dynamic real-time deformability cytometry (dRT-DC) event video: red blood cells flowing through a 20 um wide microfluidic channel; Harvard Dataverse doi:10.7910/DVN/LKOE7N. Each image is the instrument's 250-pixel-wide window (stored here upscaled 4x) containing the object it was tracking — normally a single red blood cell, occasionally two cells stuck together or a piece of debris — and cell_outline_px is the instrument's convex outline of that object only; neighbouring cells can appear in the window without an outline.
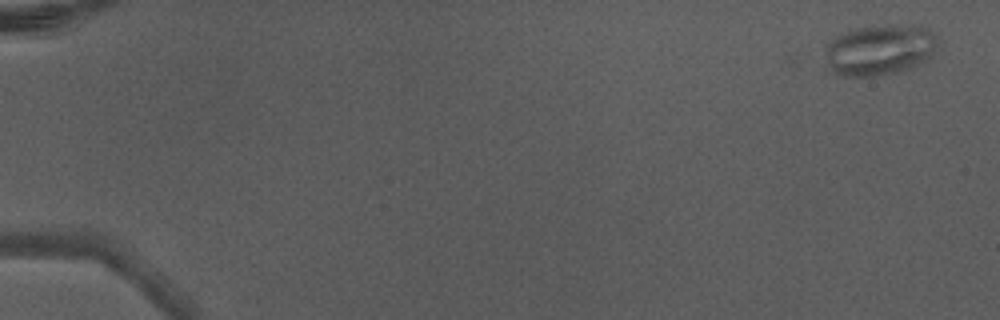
{"species": "Egyptian fruit bat (a non-hibernating species)", "species_latin": "Rousettus aegyptiacus", "temperature_condition": "warm", "stored_images_in_passage": 5, "camera_frame_rate_fps": 3000, "um_per_image_px": 0.085, "animal": {"sex": "male"}, "frame": {"image": 1, "passage_image": 1, "time_ms": 0.0, "image_size_px": [1000, 320], "cell_outline_px": [[940, 36], [932, 56], [928, 60], [912, 68], [900, 72], [876, 76], [840, 76], [832, 72], [828, 64], [828, 44], [836, 36], [844, 32], [856, 28], [928, 28]], "centroid_in_image_um": [74.82, 4.31], "position_along_channel_um": 10.2, "area_um2": 32.43}}